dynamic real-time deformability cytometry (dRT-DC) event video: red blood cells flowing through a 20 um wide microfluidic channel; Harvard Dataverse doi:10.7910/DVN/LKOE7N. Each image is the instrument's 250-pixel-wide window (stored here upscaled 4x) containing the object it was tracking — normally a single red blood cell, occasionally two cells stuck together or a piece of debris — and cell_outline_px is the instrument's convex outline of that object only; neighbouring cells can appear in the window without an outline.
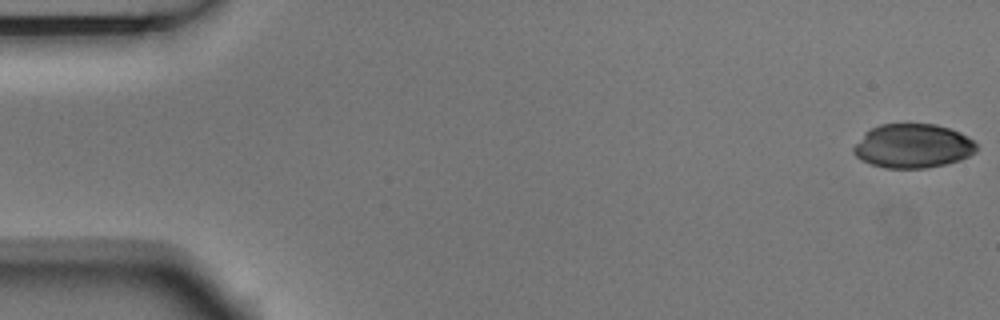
{"species": "Egyptian fruit bat (a non-hibernating species)", "species_latin": "Rousettus aegyptiacus", "temperature_condition": "room temperature", "stored_images_in_passage": 4, "camera_frame_rate_fps": 3000, "um_per_image_px": 0.085, "animal": {"sex": "male"}, "frame": {"image": 1, "passage_image": 1, "time_ms": 0.0, "image_size_px": [1000, 320], "cell_outline_px": [[976, 152], [960, 160], [928, 168], [884, 168], [860, 160], [852, 152], [852, 148], [864, 132], [880, 124], [936, 124], [960, 132], [968, 136], [976, 144]], "centroid_in_image_um": [77.57, 12.41], "position_along_channel_um": 7.4, "area_um2": 31.67}}
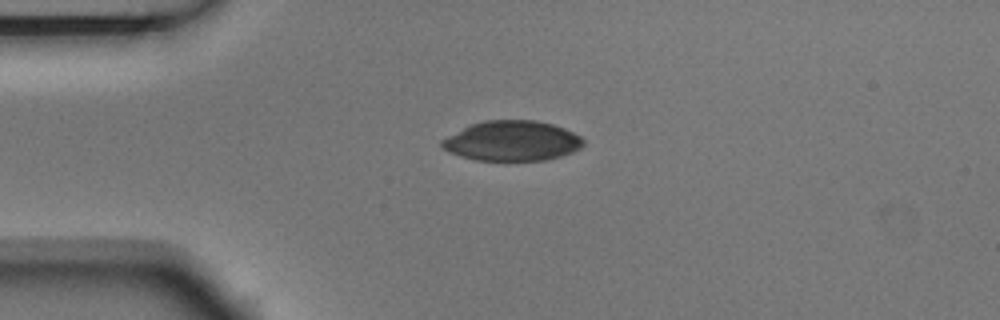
{"frame": {"image": 2, "passage_image": 4, "time_ms": 1.0, "image_size_px": [1000, 320], "cell_outline_px": [[584, 144], [580, 148], [572, 152], [560, 156], [544, 160], [476, 160], [460, 156], [444, 148], [440, 144], [440, 140], [472, 124], [484, 120], [536, 120], [552, 124], [564, 128], [580, 136], [584, 140]], "centroid_in_image_um": [43.55, 11.97], "position_along_channel_um": 41.5, "area_um2": 32.71}}